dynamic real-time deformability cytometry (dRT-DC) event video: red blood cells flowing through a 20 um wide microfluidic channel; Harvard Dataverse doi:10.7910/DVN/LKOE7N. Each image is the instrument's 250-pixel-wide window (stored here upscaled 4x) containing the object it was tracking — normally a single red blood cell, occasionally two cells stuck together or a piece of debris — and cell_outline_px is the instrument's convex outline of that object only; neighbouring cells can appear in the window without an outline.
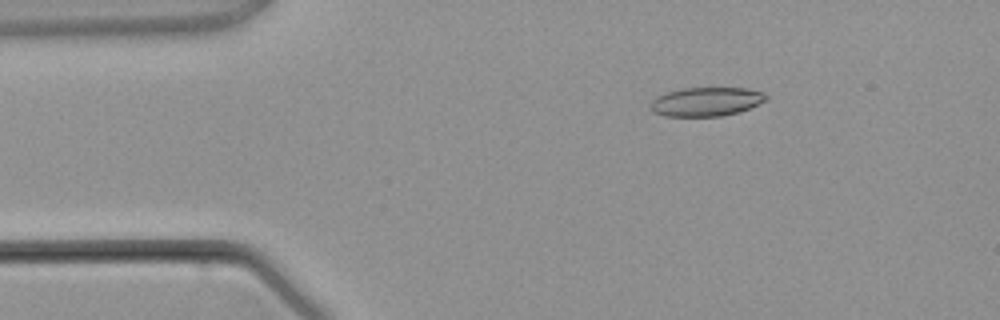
{"species": "common noctule bat (a hibernating species)", "species_latin": "Nyctalus noctula", "temperature_condition": "warm", "stored_images_in_passage": 3, "camera_frame_rate_fps": 3000, "um_per_image_px": 0.085, "animal": {"sex": "male", "body_mass_g": 21.5, "forearm_length_mm": 52.0}, "frame": {"image": 1, "passage_image": 2, "time_ms": 1.0, "image_size_px": [1000, 320], "cell_outline_px": [[768, 100], [740, 112], [720, 116], [664, 116], [656, 112], [652, 108], [652, 100], [656, 96], [680, 88], [748, 88], [764, 92], [768, 96]], "centroid_in_image_um": [60.09, 8.63], "position_along_channel_um": 24.9, "area_um2": 19.48}}